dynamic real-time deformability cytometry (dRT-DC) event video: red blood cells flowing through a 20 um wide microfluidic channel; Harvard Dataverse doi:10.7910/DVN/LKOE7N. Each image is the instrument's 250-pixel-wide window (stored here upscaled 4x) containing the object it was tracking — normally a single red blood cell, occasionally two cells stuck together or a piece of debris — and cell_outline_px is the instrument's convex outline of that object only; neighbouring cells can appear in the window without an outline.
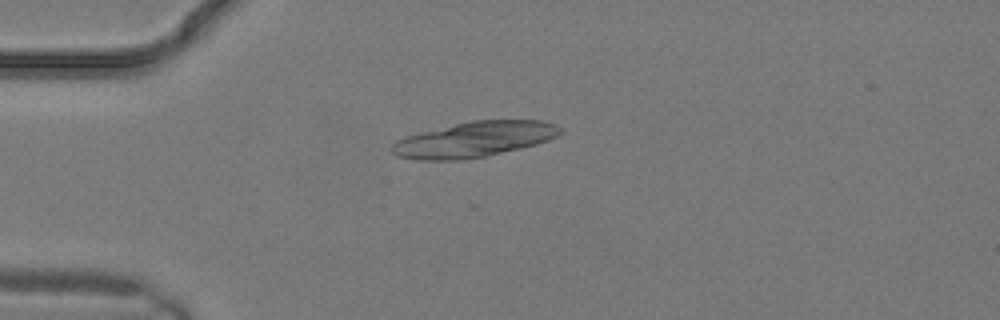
{"species": "common noctule bat (a hibernating species)", "species_latin": "Nyctalus noctula", "temperature_condition": "warm", "stored_images_in_passage": 12, "segment_of_instrument_passage": [1, 2], "camera_frame_rate_fps": 3000, "um_per_image_px": 0.085, "animal": {"sex": "male", "body_mass_g": 19.2, "forearm_length_mm": 51.8}, "frame": {"image": 1, "passage_image": 7, "time_ms": 2.0, "image_size_px": [1000, 320], "cell_outline_px": [[564, 132], [548, 140], [536, 144], [520, 148], [484, 156], [456, 160], [416, 160], [396, 156], [388, 148], [396, 140], [408, 136], [472, 120], [540, 120], [556, 124], [564, 128]], "centroid_in_image_um": [40.33, 11.85], "position_along_channel_um": 44.7, "area_um2": 34.45}}